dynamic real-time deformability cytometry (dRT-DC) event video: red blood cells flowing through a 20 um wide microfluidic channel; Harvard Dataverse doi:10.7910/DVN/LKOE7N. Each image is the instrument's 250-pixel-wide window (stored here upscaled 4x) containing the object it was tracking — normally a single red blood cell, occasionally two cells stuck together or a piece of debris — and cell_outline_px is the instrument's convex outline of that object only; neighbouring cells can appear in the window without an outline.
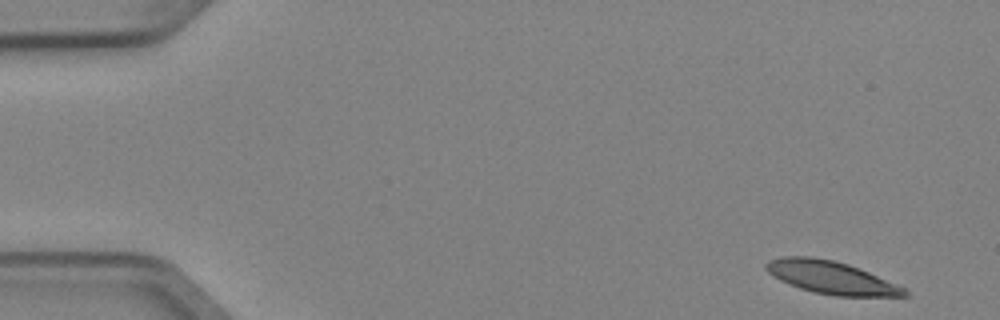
{"species": "Egyptian fruit bat (a non-hibernating species)", "species_latin": "Rousettus aegyptiacus", "temperature_condition": "cold", "stored_images_in_passage": 5, "camera_frame_rate_fps": 3000, "um_per_image_px": 0.085, "animal": {"sex": "female"}, "frame": {"image": 1, "passage_image": 1, "time_ms": 0.0, "image_size_px": [1000, 320], "cell_outline_px": [[908, 296], [836, 296], [812, 292], [788, 284], [780, 280], [768, 272], [764, 268], [764, 264], [768, 260], [784, 256], [812, 256], [832, 260], [848, 264], [908, 288]], "centroid_in_image_um": [70.65, 23.59], "position_along_channel_um": 14.4, "area_um2": 26.53}}